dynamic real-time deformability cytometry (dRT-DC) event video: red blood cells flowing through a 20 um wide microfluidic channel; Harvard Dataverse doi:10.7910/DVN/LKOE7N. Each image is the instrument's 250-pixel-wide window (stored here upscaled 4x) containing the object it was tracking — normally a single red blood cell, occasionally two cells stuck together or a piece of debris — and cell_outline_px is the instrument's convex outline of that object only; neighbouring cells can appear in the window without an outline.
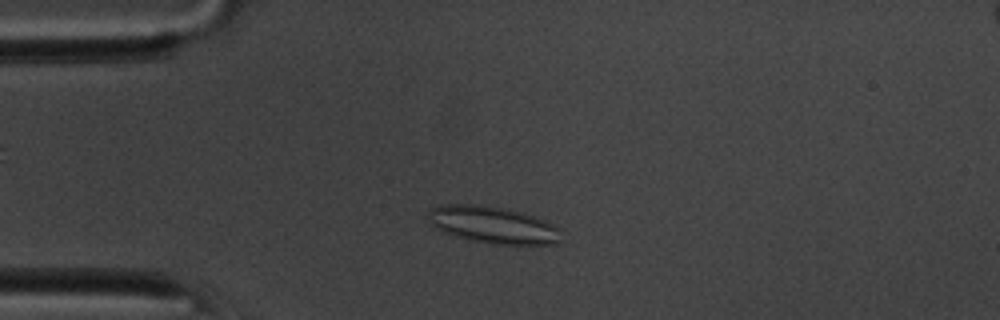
{"species": "common noctule bat (a hibernating species)", "species_latin": "Nyctalus noctula", "temperature_condition": "room temperature", "stored_images_in_passage": 24, "camera_frame_rate_fps": 3000, "um_per_image_px": 0.085, "animal": {"sex": "male", "body_mass_g": 20.1, "forearm_length_mm": 53.5}, "frame": {"image": 1, "passage_image": 9, "time_ms": 2.667, "image_size_px": [1000, 320], "cell_outline_px": [[560, 240], [556, 244], [492, 244], [468, 240], [444, 232], [436, 228], [428, 220], [428, 212], [432, 208], [440, 204], [472, 204], [500, 208], [532, 216], [544, 220], [552, 224], [556, 228]], "centroid_in_image_um": [41.82, 19.12], "position_along_channel_um": 43.2, "area_um2": 28.09}}
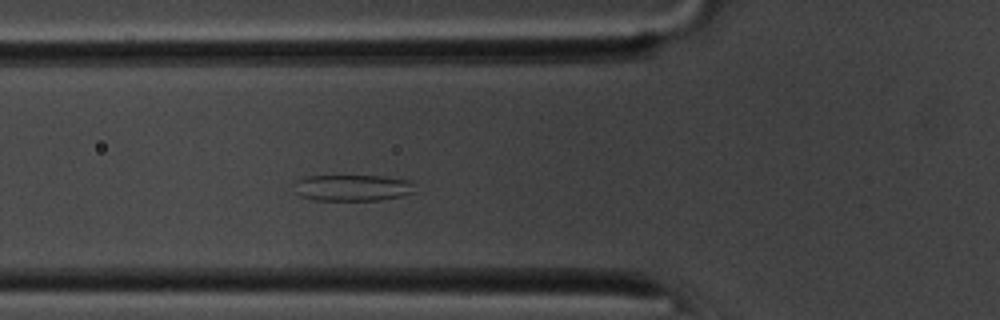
{"frame": {"image": 2, "passage_image": 15, "time_ms": 4.667, "image_size_px": [1000, 320], "cell_outline_px": [[416, 192], [400, 196], [380, 200], [312, 200], [300, 196], [296, 192], [292, 184], [296, 180], [304, 176], [380, 176], [412, 180]], "centroid_in_image_um": [29.94, 15.96], "position_along_channel_um": 95.9, "area_um2": 18.79}}
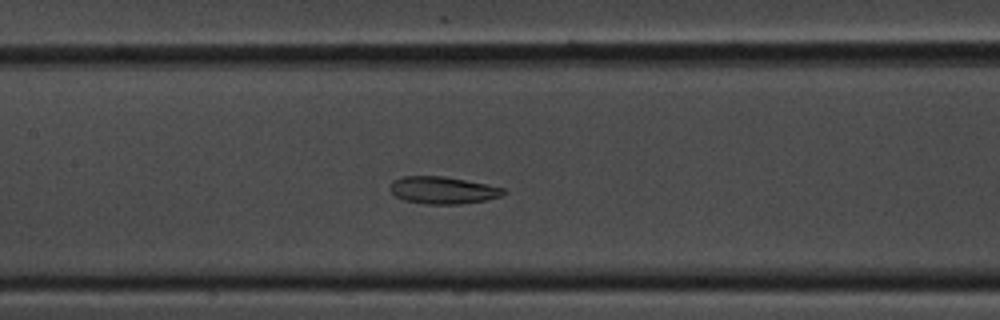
{"frame": {"image": 3, "passage_image": 21, "time_ms": 6.667, "image_size_px": [1000, 320], "cell_outline_px": [[508, 192], [500, 196], [484, 200], [460, 204], [424, 204], [404, 200], [396, 196], [388, 188], [392, 180], [404, 176], [444, 176], [488, 184], [504, 188]], "centroid_in_image_um": [37.63, 16.16], "position_along_channel_um": 169.8, "area_um2": 18.09}}